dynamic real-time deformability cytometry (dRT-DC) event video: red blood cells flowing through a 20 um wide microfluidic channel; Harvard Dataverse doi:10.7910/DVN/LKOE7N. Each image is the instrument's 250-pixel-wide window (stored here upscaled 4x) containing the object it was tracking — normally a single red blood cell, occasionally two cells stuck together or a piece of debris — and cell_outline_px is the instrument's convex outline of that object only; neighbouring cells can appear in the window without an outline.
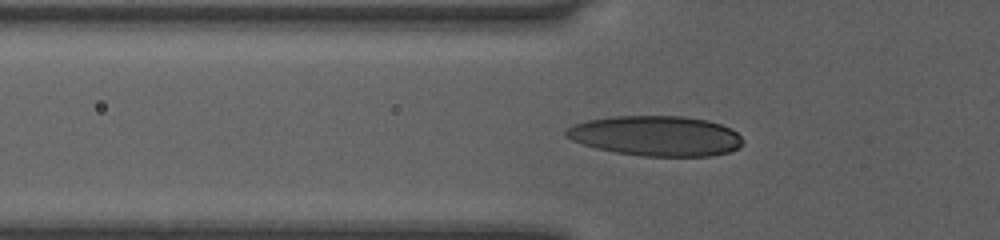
{"species": "human", "species_latin": "Homo sapiens", "temperature_condition": "room temperature", "stored_images_in_passage": 52, "segment_of_instrument_passage": [1, 2], "camera_frame_rate_fps": 3000, "um_per_image_px": 0.085, "donor": {"sex": "female"}, "frame": {"image": 1, "passage_image": 18, "time_ms": 5.667, "image_size_px": [1000, 240], "cell_outline_px": [[744, 140], [740, 148], [728, 152], [712, 156], [640, 156], [616, 152], [596, 148], [572, 140], [564, 136], [564, 132], [572, 124], [584, 120], [616, 116], [684, 116], [708, 120], [732, 128]], "centroid_in_image_um": [55.77, 11.55], "position_along_channel_um": 70.0, "area_um2": 41.62}}
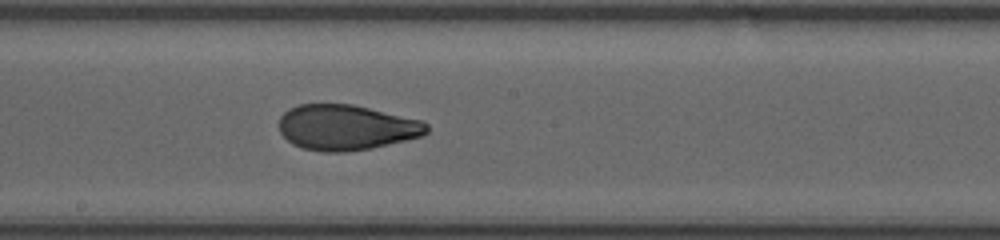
{"frame": {"image": 2, "passage_image": 29, "time_ms": 9.333, "image_size_px": [1000, 240], "cell_outline_px": [[428, 132], [424, 136], [372, 148], [344, 152], [324, 152], [304, 148], [292, 144], [280, 132], [280, 116], [288, 108], [300, 104], [352, 104], [424, 120], [428, 124]], "centroid_in_image_um": [29.47, 10.83], "position_along_channel_um": 218.7, "area_um2": 39.3}}
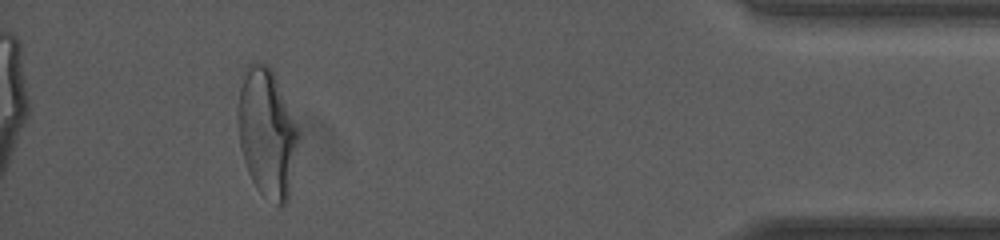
{"frame": {"image": 3, "passage_image": 47, "time_ms": 15.333, "image_size_px": [1000, 240], "cell_outline_px": [[300, 136], [288, 200], [284, 204], [276, 204], [260, 192], [256, 188], [248, 172], [240, 148], [236, 120], [236, 112], [240, 88], [244, 68], [248, 64], [268, 64], [272, 68], [300, 132]], "centroid_in_image_um": [22.68, 11.27], "position_along_channel_um": 412.5, "area_um2": 45.66}}